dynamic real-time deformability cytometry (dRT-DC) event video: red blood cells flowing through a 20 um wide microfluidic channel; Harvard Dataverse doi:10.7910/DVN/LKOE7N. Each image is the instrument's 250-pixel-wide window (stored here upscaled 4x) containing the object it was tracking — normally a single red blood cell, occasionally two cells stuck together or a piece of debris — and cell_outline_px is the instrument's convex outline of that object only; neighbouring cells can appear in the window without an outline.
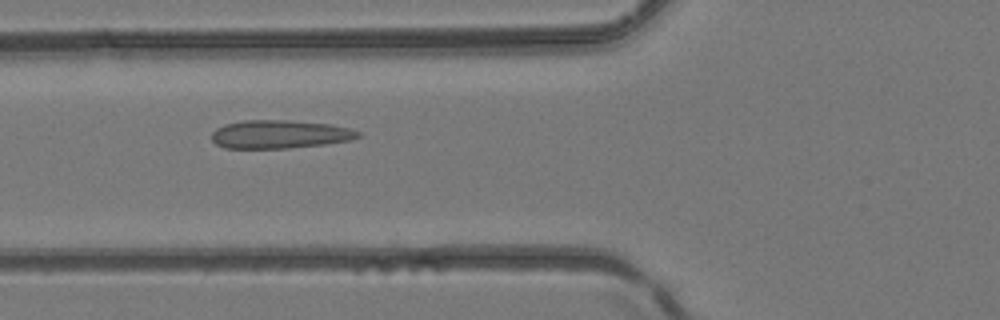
{"species": "common noctule bat (a hibernating species)", "species_latin": "Nyctalus noctula", "temperature_condition": "room temperature", "stored_images_in_passage": 6, "camera_frame_rate_fps": 3000, "um_per_image_px": 0.085, "animal": {"sex": "female", "body_mass_g": 24.6, "forearm_length_mm": 56.2}, "frame": {"image": 1, "passage_image": 6, "time_ms": 1.667, "image_size_px": [1000, 320], "cell_outline_px": [[360, 136], [352, 140], [324, 144], [288, 148], [224, 148], [216, 144], [212, 140], [212, 132], [216, 128], [224, 124], [244, 120], [292, 120], [332, 124], [348, 128], [360, 132]], "centroid_in_image_um": [23.77, 11.41], "position_along_channel_um": 102.0, "area_um2": 24.28}}